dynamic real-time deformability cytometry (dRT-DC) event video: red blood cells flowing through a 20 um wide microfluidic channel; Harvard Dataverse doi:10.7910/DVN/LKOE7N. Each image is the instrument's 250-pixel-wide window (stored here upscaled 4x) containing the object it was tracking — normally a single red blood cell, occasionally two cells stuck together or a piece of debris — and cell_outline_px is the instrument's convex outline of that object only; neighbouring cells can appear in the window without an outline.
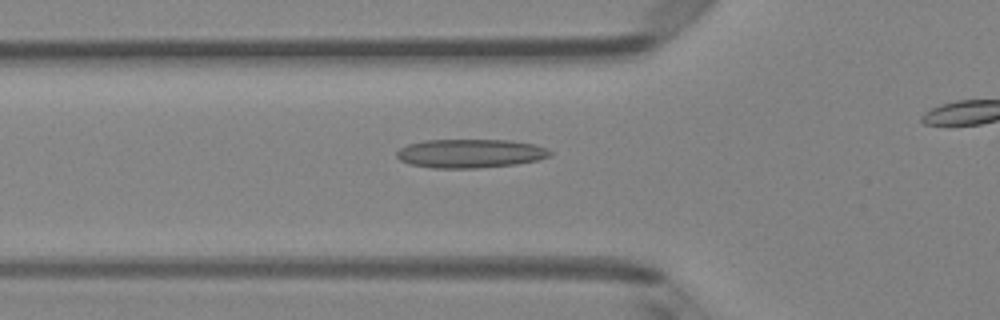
{"species": "Egyptian fruit bat (a non-hibernating species)", "species_latin": "Rousettus aegyptiacus", "temperature_condition": "room temperature", "stored_images_in_passage": 40, "camera_frame_rate_fps": 3000, "um_per_image_px": 0.085, "animal": {"sex": "female"}, "frame": {"image": 1, "passage_image": 17, "time_ms": 5.333, "image_size_px": [1000, 320], "cell_outline_px": [[552, 156], [536, 160], [516, 164], [480, 168], [432, 168], [408, 164], [400, 160], [396, 156], [396, 152], [400, 148], [408, 144], [424, 140], [508, 140], [532, 144], [548, 148], [552, 152]], "centroid_in_image_um": [39.95, 13.05], "position_along_channel_um": 85.8, "area_um2": 25.84}}
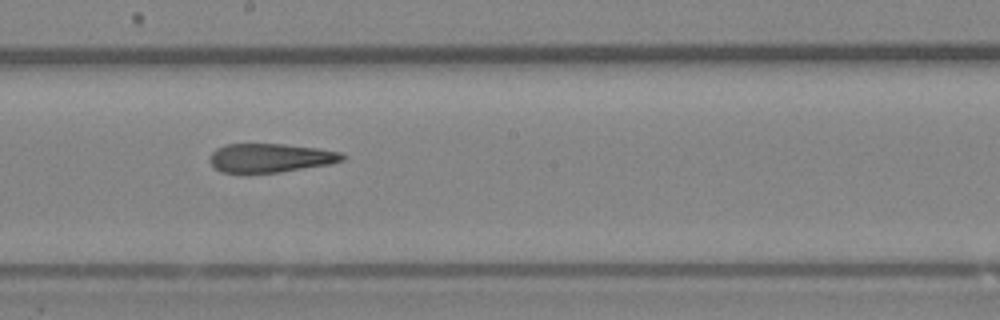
{"frame": {"image": 2, "passage_image": 27, "time_ms": 8.667, "image_size_px": [1000, 320], "cell_outline_px": [[344, 160], [328, 164], [280, 172], [248, 176], [244, 176], [220, 172], [208, 160], [212, 152], [216, 148], [224, 144], [284, 144], [320, 148], [344, 152]], "centroid_in_image_um": [22.92, 13.46], "position_along_channel_um": 225.3, "area_um2": 23.18}}
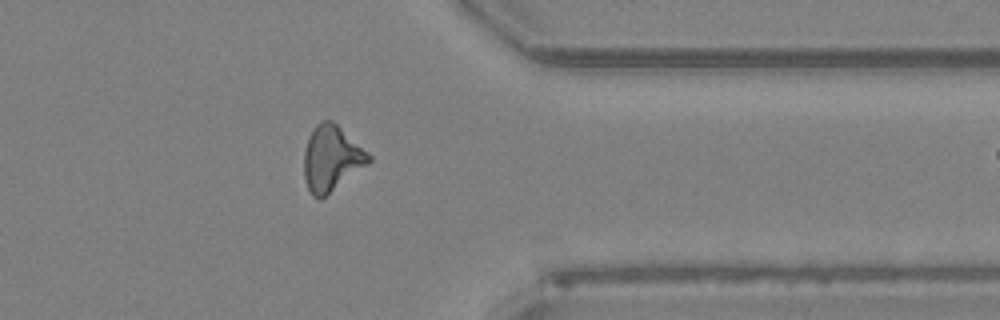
{"frame": {"image": 3, "passage_image": 39, "time_ms": 12.667, "image_size_px": [1000, 320], "cell_outline_px": [[372, 160], [324, 196], [312, 196], [308, 188], [304, 176], [304, 152], [308, 140], [316, 124], [320, 120], [332, 120], [368, 152], [372, 156]], "centroid_in_image_um": [28.17, 13.42], "position_along_channel_um": 383.2, "area_um2": 23.93}}